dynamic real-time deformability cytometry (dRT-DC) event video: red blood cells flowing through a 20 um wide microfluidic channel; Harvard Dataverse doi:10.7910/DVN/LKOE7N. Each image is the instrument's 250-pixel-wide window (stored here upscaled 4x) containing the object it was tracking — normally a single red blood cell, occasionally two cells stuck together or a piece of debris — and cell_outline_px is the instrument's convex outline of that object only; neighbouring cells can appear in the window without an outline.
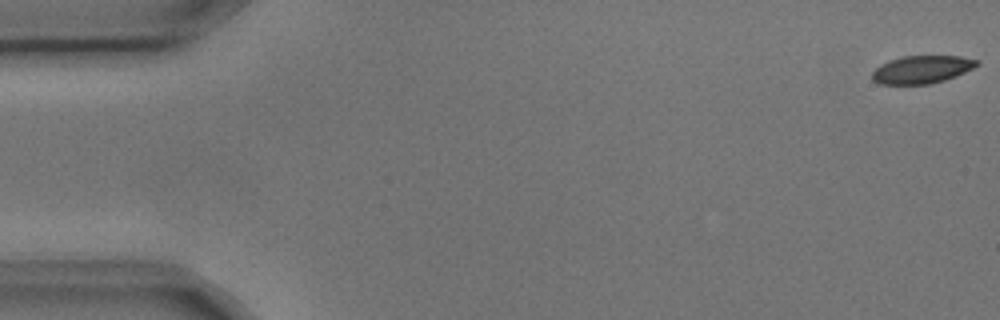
{"species": "common noctule bat (a hibernating species)", "species_latin": "Nyctalus noctula", "temperature_condition": "cold", "stored_images_in_passage": 3, "camera_frame_rate_fps": 3000, "um_per_image_px": 0.085, "animal": {"sex": "male", "body_mass_g": 17.9, "forearm_length_mm": 54.2}, "frame": {"image": 1, "passage_image": 1, "time_ms": 0.0, "image_size_px": [1000, 320], "cell_outline_px": [[980, 64], [956, 76], [944, 80], [928, 84], [880, 84], [872, 80], [872, 72], [880, 64], [888, 60], [900, 56], [960, 56], [980, 60]], "centroid_in_image_um": [78.34, 5.9], "position_along_channel_um": 6.7, "area_um2": 17.05}}